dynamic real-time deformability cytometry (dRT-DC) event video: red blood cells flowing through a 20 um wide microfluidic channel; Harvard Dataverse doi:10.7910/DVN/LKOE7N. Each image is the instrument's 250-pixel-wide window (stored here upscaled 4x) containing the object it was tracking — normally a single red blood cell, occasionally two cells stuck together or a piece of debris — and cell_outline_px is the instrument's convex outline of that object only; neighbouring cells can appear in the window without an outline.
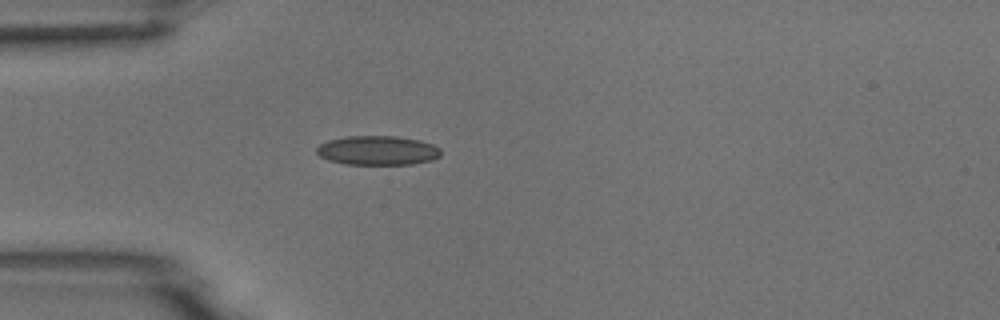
{"species": "common noctule bat (a hibernating species)", "species_latin": "Nyctalus noctula", "temperature_condition": "room temperature", "stored_images_in_passage": 1, "camera_frame_rate_fps": 3000, "um_per_image_px": 0.085, "animal": {"sex": "male", "body_mass_g": 18.8}, "frame": {"image": 1, "passage_image": 1, "time_ms": 0.0, "image_size_px": [1000, 320], "cell_outline_px": [[440, 156], [432, 160], [412, 164], [344, 164], [328, 160], [320, 156], [316, 152], [316, 148], [320, 144], [328, 140], [348, 136], [396, 136], [420, 140], [432, 144], [440, 148]], "centroid_in_image_um": [32.09, 12.78], "position_along_channel_um": 52.9, "area_um2": 21.21}}